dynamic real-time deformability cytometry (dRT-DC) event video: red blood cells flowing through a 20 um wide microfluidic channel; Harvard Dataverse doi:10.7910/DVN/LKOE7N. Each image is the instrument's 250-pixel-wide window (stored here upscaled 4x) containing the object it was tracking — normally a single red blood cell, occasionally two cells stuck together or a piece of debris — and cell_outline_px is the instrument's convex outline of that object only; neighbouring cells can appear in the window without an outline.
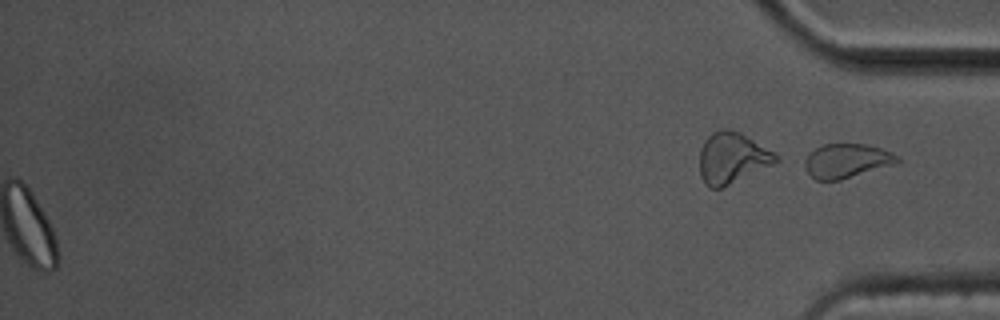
{"species": "common noctule bat (a hibernating species)", "species_latin": "Nyctalus noctula", "temperature_condition": "cold", "stored_images_in_passage": 58, "segment_of_instrument_passage": [2, 2], "camera_frame_rate_fps": 3000, "um_per_image_px": 0.085, "animal": {"sex": "male", "body_mass_g": 17.5, "forearm_length_mm": 52.3}, "frame": {"image": 1, "passage_image": 58, "time_ms": 19.0, "image_size_px": [1000, 320], "cell_outline_px": [[900, 164], [840, 180], [816, 180], [804, 168], [804, 160], [816, 148], [824, 144], [868, 144], [892, 152], [900, 156]], "centroid_in_image_um": [72.05, 13.68], "position_along_channel_um": 363.1, "area_um2": 18.73}}